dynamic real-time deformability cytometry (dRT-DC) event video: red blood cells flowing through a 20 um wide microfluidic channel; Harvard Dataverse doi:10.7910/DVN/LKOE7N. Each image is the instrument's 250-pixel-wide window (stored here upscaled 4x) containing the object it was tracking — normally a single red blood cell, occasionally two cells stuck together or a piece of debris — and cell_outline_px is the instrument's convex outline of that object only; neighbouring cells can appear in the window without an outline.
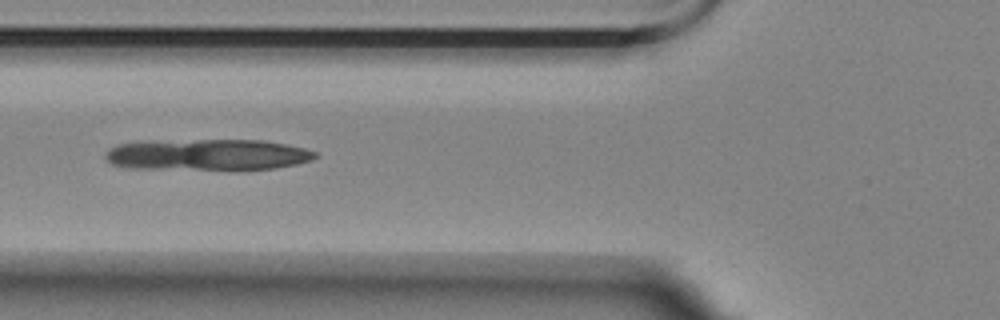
{"species": "Egyptian fruit bat (a non-hibernating species)", "species_latin": "Rousettus aegyptiacus", "temperature_condition": "room temperature", "stored_images_in_passage": 26, "camera_frame_rate_fps": 3000, "um_per_image_px": 0.085, "animal": {"sex": "female"}, "frame": {"image": 1, "passage_image": 9, "time_ms": 2.667, "image_size_px": [1000, 320], "cell_outline_px": [[320, 156], [312, 160], [296, 164], [276, 168], [132, 168], [112, 164], [104, 156], [108, 148], [120, 144], [200, 140], [264, 140], [304, 148], [316, 152]], "centroid_in_image_um": [17.73, 13.14], "position_along_channel_um": 108.1, "area_um2": 36.93}}